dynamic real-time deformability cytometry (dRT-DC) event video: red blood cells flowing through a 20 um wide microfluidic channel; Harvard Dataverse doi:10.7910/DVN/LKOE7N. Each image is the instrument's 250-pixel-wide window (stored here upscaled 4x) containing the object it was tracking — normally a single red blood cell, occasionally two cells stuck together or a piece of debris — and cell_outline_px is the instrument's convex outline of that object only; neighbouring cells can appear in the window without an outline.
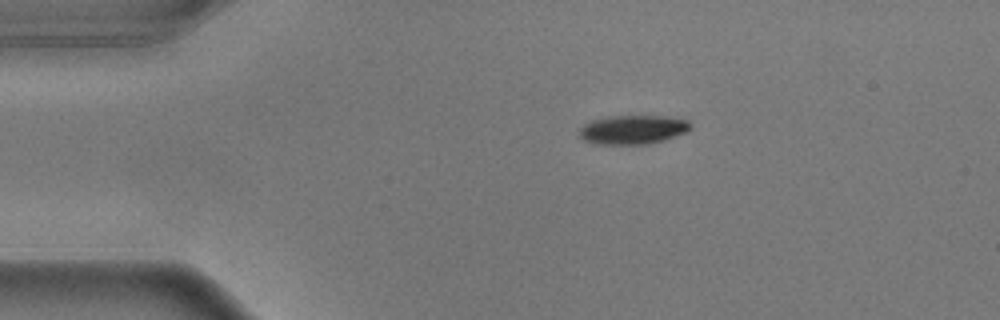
{"species": "common noctule bat (a hibernating species)", "species_latin": "Nyctalus noctula", "temperature_condition": "warm", "stored_images_in_passage": 47, "camera_frame_rate_fps": 3000, "um_per_image_px": 0.085, "animal": {"sex": "male", "body_mass_g": 17.9}, "frame": {"image": 1, "passage_image": 1, "time_ms": 0.0, "image_size_px": [1000, 320], "cell_outline_px": [[692, 128], [688, 132], [664, 140], [648, 144], [596, 144], [584, 140], [580, 136], [580, 128], [584, 124], [592, 120], [608, 116], [664, 116], [688, 120], [692, 124]], "centroid_in_image_um": [53.83, 11.02], "position_along_channel_um": 31.2, "area_um2": 18.9}}
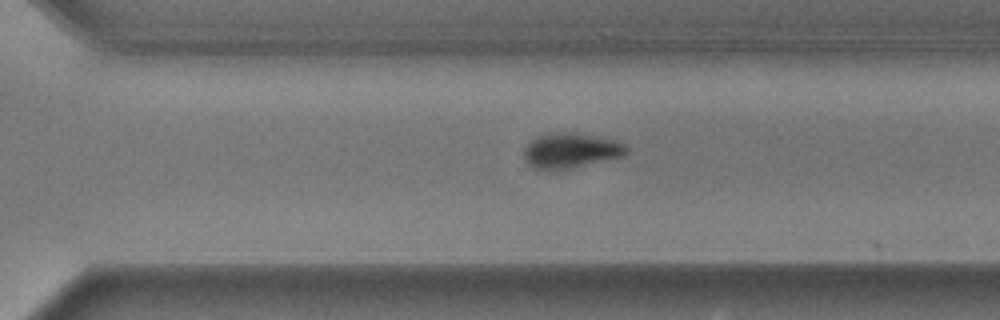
{"frame": {"image": 2, "passage_image": 29, "time_ms": 9.333, "image_size_px": [1000, 320], "cell_outline_px": [[628, 152], [624, 156], [572, 168], [536, 168], [528, 164], [524, 160], [524, 148], [536, 136], [580, 132], [612, 140], [624, 144], [628, 148]], "centroid_in_image_um": [48.55, 12.79], "position_along_channel_um": 322.1, "area_um2": 20.4}}
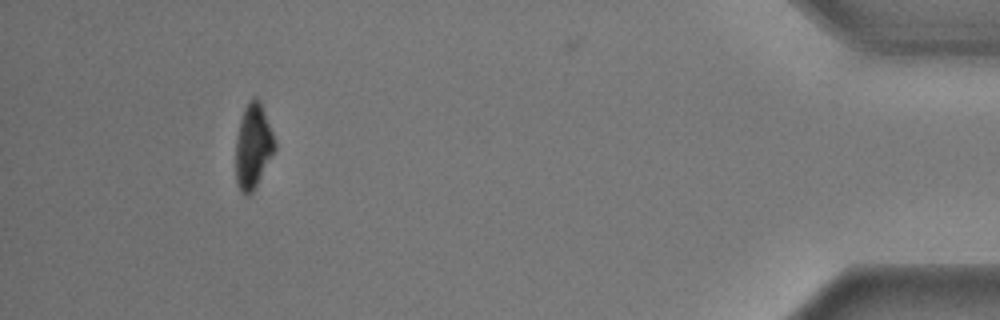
{"frame": {"image": 3, "passage_image": 42, "time_ms": 13.667, "image_size_px": [1000, 320], "cell_outline_px": [[276, 148], [252, 192], [248, 196], [244, 196], [240, 192], [236, 184], [236, 136], [240, 120], [244, 108], [248, 100], [252, 96], [260, 100], [276, 140]], "centroid_in_image_um": [21.5, 12.41], "position_along_channel_um": 413.7, "area_um2": 19.42}, "authors_computed_cell_mechanics": {"area_um2": 20.808, "velocity_mm_per_s": 3.6169, "shape_relaxation_time_tau1_ms": 1.884, "shape_relaxation_time_tau2_ms": null, "deformation_change_tau1": 0.1303, "deformation_change_tau2": null}}